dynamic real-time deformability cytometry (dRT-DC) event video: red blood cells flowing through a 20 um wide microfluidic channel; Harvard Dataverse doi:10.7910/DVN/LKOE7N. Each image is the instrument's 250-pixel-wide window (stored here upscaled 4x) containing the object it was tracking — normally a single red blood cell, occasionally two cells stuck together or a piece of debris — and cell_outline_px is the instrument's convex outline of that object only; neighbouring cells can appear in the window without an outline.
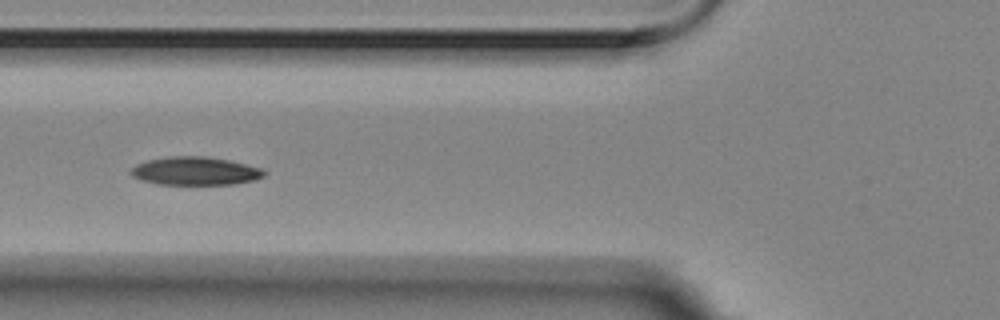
{"species": "Egyptian fruit bat (a non-hibernating species)", "species_latin": "Rousettus aegyptiacus", "temperature_condition": "room temperature", "stored_images_in_passage": 6, "camera_frame_rate_fps": 3000, "um_per_image_px": 0.085, "animal": {"sex": "female"}, "frame": {"image": 1, "passage_image": 6, "time_ms": 1.667, "image_size_px": [1000, 320], "cell_outline_px": [[268, 172], [264, 176], [256, 180], [236, 184], [156, 184], [132, 176], [128, 172], [136, 164], [148, 160], [168, 156], [204, 156], [228, 160], [260, 168]], "centroid_in_image_um": [16.6, 14.54], "position_along_channel_um": 109.2, "area_um2": 21.91}}